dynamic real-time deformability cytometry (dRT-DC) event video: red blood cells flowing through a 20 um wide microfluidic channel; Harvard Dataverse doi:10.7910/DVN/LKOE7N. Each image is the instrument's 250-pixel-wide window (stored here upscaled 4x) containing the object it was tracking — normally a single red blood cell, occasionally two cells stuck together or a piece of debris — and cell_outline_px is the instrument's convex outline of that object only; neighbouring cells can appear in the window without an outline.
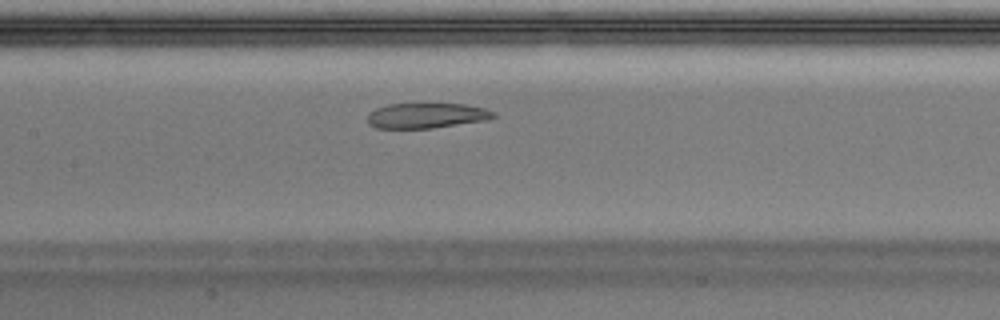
{"species": "Egyptian fruit bat (a non-hibernating species)", "species_latin": "Rousettus aegyptiacus", "temperature_condition": "warm", "stored_images_in_passage": 21, "camera_frame_rate_fps": 3000, "um_per_image_px": 0.085, "animal": {"sex": "male"}, "frame": {"image": 1, "passage_image": 17, "time_ms": 5.333, "image_size_px": [1000, 320], "cell_outline_px": [[496, 116], [488, 120], [432, 128], [376, 128], [368, 124], [368, 112], [376, 108], [388, 104], [464, 104], [484, 108], [496, 112]], "centroid_in_image_um": [36.25, 9.82], "position_along_channel_um": 171.1, "area_um2": 18.55}}